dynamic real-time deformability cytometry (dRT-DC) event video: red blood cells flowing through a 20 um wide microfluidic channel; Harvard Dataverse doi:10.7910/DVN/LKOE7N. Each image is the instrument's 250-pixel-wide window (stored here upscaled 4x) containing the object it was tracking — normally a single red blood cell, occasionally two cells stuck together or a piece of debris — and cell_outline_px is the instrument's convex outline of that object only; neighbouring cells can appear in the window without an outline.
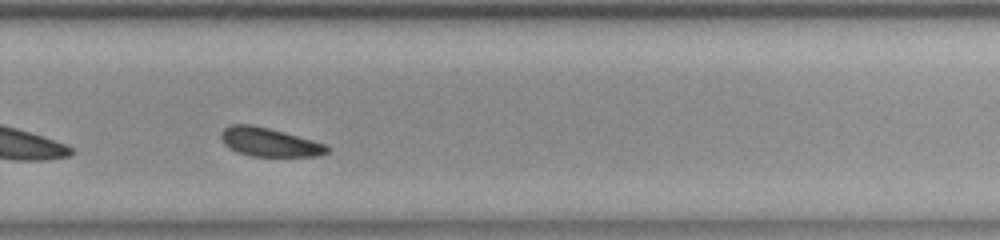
{"species": "common noctule bat (a hibernating species)", "species_latin": "Nyctalus noctula", "temperature_condition": "room temperature", "stored_images_in_passage": 33, "camera_frame_rate_fps": 3000, "um_per_image_px": 0.085, "animal": {"sex": "female", "body_mass_g": 23.0, "forearm_length_mm": 53.4}, "frame": {"image": 1, "passage_image": 24, "time_ms": 7.667, "image_size_px": [1000, 240], "cell_outline_px": [[332, 148], [328, 152], [320, 156], [252, 156], [236, 152], [228, 148], [224, 144], [220, 136], [220, 132], [224, 128], [232, 124], [252, 124], [284, 132], [312, 140], [324, 144]], "centroid_in_image_um": [22.87, 12.08], "position_along_channel_um": 306.9, "area_um2": 17.8}, "authors_computed_cell_mechanics": {"area_um2": 18.6694, "velocity_mm_per_s": 3.7263, "shape_relaxation_time_tau1_ms": 1.6518, "shape_relaxation_time_tau2_ms": null, "deformation_change_tau1": 0.082, "deformation_change_tau2": null}}